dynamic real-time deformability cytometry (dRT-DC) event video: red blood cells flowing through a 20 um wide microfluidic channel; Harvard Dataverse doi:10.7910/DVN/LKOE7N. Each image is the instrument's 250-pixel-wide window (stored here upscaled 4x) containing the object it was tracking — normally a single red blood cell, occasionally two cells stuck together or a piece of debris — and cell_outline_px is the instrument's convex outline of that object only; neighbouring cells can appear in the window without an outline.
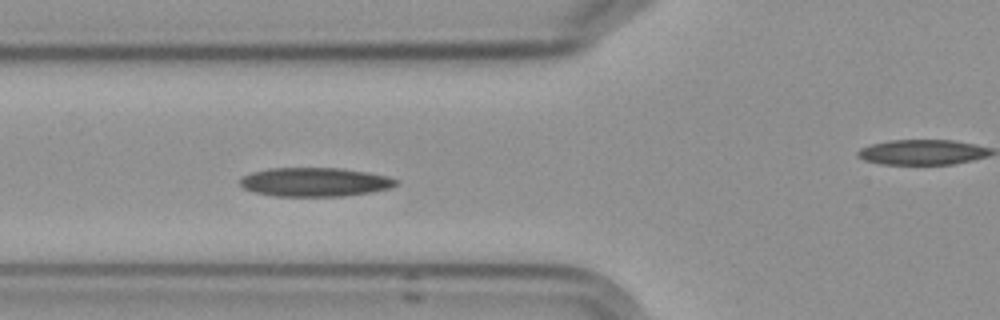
{"species": "Egyptian fruit bat (a non-hibernating species)", "species_latin": "Rousettus aegyptiacus", "temperature_condition": "cold", "stored_images_in_passage": 6, "camera_frame_rate_fps": 3000, "um_per_image_px": 0.085, "frame": {"image": 1, "passage_image": 5, "time_ms": 4.667, "image_size_px": [1000, 320], "cell_outline_px": [[400, 180], [396, 184], [388, 188], [372, 192], [344, 196], [272, 196], [256, 192], [244, 188], [240, 184], [240, 180], [244, 176], [252, 172], [268, 168], [340, 168], [388, 176]], "centroid_in_image_um": [26.76, 15.47], "position_along_channel_um": 99.0, "area_um2": 26.13}}